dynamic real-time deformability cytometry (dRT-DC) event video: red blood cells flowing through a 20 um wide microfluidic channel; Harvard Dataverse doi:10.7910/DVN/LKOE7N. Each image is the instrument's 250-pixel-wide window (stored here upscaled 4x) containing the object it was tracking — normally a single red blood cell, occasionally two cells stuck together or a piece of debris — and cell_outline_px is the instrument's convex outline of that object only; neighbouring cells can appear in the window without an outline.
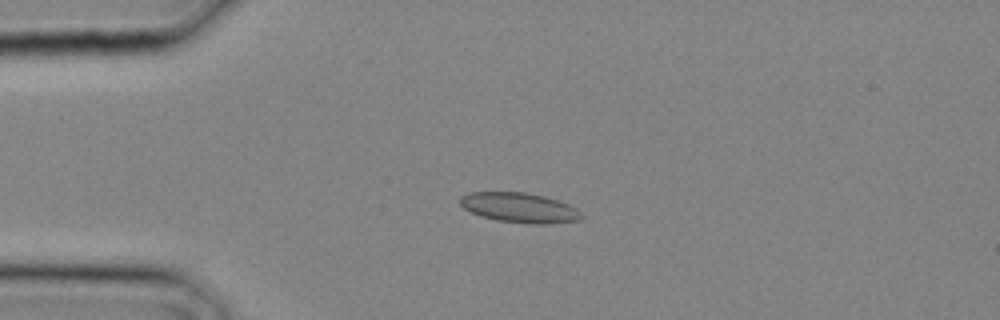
{"species": "common noctule bat (a hibernating species)", "species_latin": "Nyctalus noctula", "temperature_condition": "cold", "stored_images_in_passage": 2, "camera_frame_rate_fps": 3000, "um_per_image_px": 0.085, "animal": {"sex": "male", "body_mass_g": 20.4}, "frame": {"image": 1, "passage_image": 2, "time_ms": 0.333, "image_size_px": [1000, 320], "cell_outline_px": [[584, 216], [580, 220], [544, 224], [532, 224], [496, 220], [480, 216], [464, 208], [460, 204], [460, 196], [468, 192], [524, 192], [544, 196], [560, 200], [576, 208]], "centroid_in_image_um": [44.16, 17.65], "position_along_channel_um": 40.8, "area_um2": 21.21}}